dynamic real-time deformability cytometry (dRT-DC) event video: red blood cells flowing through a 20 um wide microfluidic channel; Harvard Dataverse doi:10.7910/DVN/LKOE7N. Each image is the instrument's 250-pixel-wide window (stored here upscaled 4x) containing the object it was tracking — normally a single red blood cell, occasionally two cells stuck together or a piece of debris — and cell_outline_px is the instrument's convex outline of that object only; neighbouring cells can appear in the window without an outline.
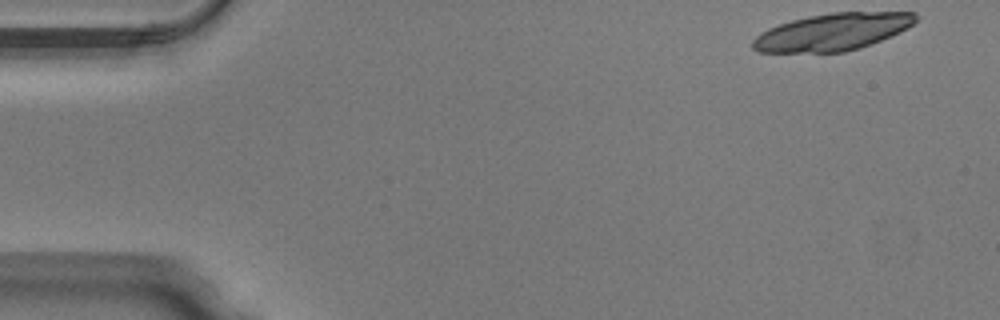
{"species": "Egyptian fruit bat (a non-hibernating species)", "species_latin": "Rousettus aegyptiacus", "temperature_condition": "warm", "stored_images_in_passage": 15, "camera_frame_rate_fps": 3000, "um_per_image_px": 0.085, "animal": {"sex": "male"}, "frame": {"image": 1, "passage_image": 1, "time_ms": 0.0, "image_size_px": [1000, 320], "cell_outline_px": [[920, 16], [908, 28], [900, 32], [860, 48], [844, 52], [756, 52], [752, 48], [752, 40], [760, 32], [768, 28], [792, 20], [808, 16], [832, 12], [916, 12]], "centroid_in_image_um": [70.76, 2.71], "position_along_channel_um": 14.2, "area_um2": 35.32}}